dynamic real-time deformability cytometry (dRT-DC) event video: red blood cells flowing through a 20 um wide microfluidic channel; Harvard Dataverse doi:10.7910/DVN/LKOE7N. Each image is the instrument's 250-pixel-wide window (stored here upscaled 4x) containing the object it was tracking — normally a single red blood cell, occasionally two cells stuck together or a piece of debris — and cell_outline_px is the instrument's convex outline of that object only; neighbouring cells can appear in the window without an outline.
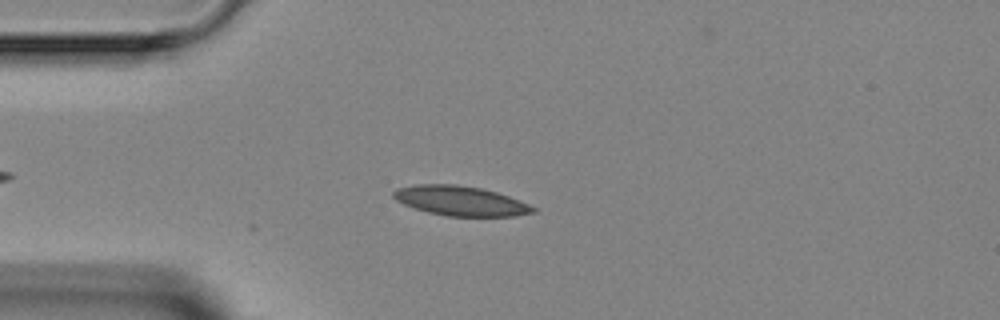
{"species": "Egyptian fruit bat (a non-hibernating species)", "species_latin": "Rousettus aegyptiacus", "temperature_condition": "room temperature", "stored_images_in_passage": 4, "camera_frame_rate_fps": 3000, "um_per_image_px": 0.085, "animal": {"sex": "female"}, "frame": {"image": 1, "passage_image": 3, "time_ms": 2.333, "image_size_px": [1000, 320], "cell_outline_px": [[536, 212], [516, 216], [448, 216], [428, 212], [404, 204], [396, 200], [392, 196], [392, 192], [396, 188], [416, 184], [456, 184], [480, 188], [496, 192], [520, 200], [536, 208]], "centroid_in_image_um": [39.14, 17.07], "position_along_channel_um": 45.9, "area_um2": 24.1}}